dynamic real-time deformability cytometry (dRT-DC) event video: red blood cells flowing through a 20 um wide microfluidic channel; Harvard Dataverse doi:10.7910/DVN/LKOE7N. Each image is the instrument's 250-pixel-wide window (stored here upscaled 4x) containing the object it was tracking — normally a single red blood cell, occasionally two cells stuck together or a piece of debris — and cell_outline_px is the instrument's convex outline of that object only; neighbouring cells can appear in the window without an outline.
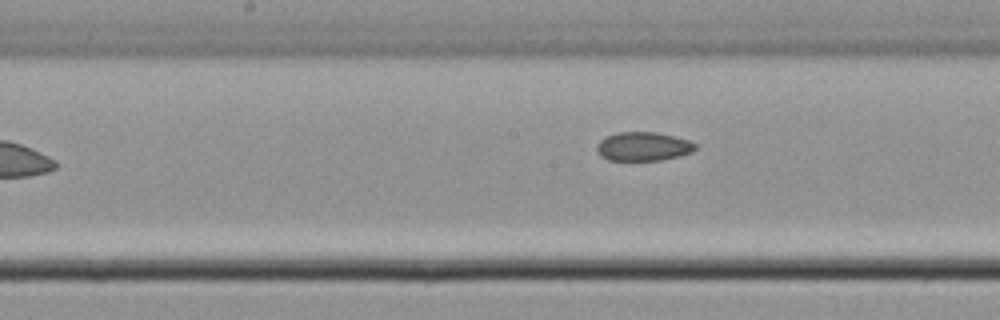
{"species": "common noctule bat (a hibernating species)", "species_latin": "Nyctalus noctula", "temperature_condition": "cold", "stored_images_in_passage": 7, "camera_frame_rate_fps": 3000, "um_per_image_px": 0.085, "animal": {"sex": "male", "body_mass_g": 21.5, "forearm_length_mm": 52.0}, "frame": {"image": 1, "passage_image": 7, "time_ms": 7.333, "image_size_px": [1000, 320], "cell_outline_px": [[696, 148], [692, 152], [660, 160], [608, 160], [600, 156], [596, 148], [596, 144], [600, 140], [616, 132], [656, 132], [688, 140], [696, 144]], "centroid_in_image_um": [54.63, 12.44], "position_along_channel_um": 193.6, "area_um2": 16.42}}